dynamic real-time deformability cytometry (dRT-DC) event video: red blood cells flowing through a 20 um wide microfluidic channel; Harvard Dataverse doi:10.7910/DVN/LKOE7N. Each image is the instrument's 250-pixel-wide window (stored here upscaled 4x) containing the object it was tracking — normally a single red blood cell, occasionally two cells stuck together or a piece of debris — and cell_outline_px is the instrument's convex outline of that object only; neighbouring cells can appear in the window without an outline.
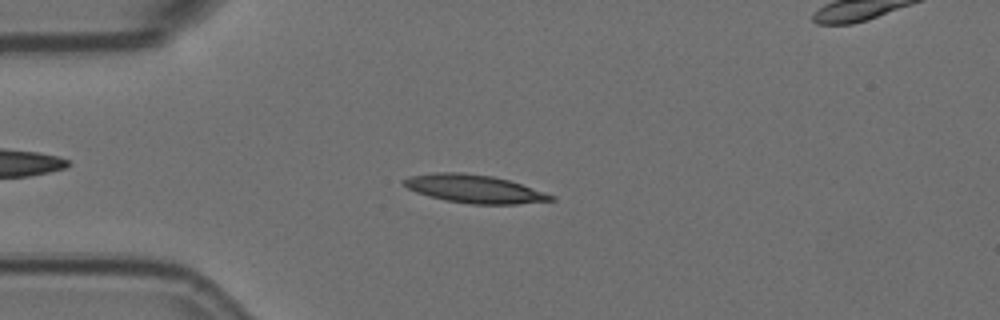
{"species": "Egyptian fruit bat (a non-hibernating species)", "species_latin": "Rousettus aegyptiacus", "temperature_condition": "room temperature", "stored_images_in_passage": 56, "camera_frame_rate_fps": 3000, "um_per_image_px": 0.085, "animal": {"sex": "female"}, "frame": {"image": 1, "passage_image": 13, "time_ms": 4.0, "image_size_px": [1000, 320], "cell_outline_px": [[556, 200], [516, 204], [472, 204], [444, 200], [428, 196], [416, 192], [400, 184], [400, 180], [408, 176], [436, 172], [464, 172], [492, 176], [508, 180], [556, 196]], "centroid_in_image_um": [40.25, 16.05], "position_along_channel_um": 44.7, "area_um2": 24.28}}
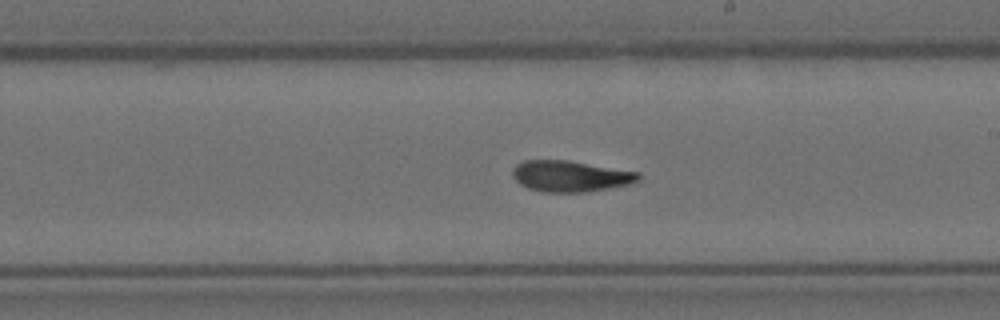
{"frame": {"image": 2, "passage_image": 31, "time_ms": 10.0, "image_size_px": [1000, 320], "cell_outline_px": [[640, 180], [632, 184], [588, 192], [540, 192], [528, 188], [520, 184], [512, 176], [512, 172], [516, 164], [524, 160], [568, 160], [640, 172]], "centroid_in_image_um": [48.5, 14.98], "position_along_channel_um": 240.5, "area_um2": 23.06}}
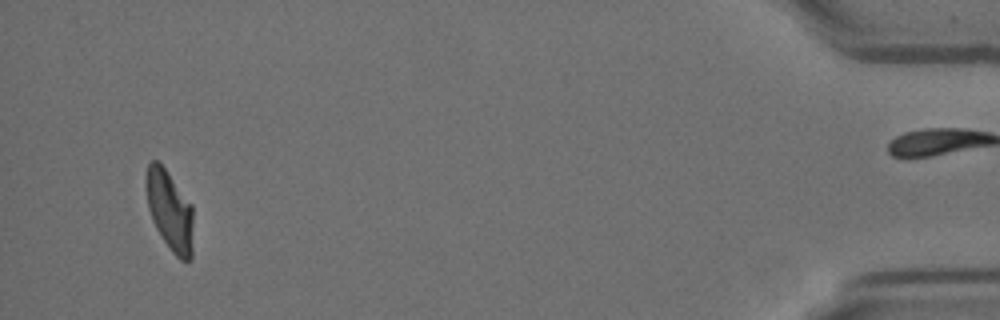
{"frame": {"image": 3, "passage_image": 53, "time_ms": 17.333, "image_size_px": [1000, 320], "cell_outline_px": [[192, 260], [180, 260], [172, 252], [156, 228], [152, 220], [148, 208], [144, 188], [144, 180], [148, 164], [152, 160], [156, 160], [164, 168], [192, 204]], "centroid_in_image_um": [14.4, 17.89], "position_along_channel_um": 420.8, "area_um2": 22.08}, "authors_computed_cell_mechanics": {"area_um2": 22.7154, "velocity_mm_per_s": 3.5593, "shape_relaxation_time_tau1_ms": null, "shape_relaxation_time_tau2_ms": 3.4599, "deformation_change_tau1": null, "deformation_change_tau2": 0.0999}}